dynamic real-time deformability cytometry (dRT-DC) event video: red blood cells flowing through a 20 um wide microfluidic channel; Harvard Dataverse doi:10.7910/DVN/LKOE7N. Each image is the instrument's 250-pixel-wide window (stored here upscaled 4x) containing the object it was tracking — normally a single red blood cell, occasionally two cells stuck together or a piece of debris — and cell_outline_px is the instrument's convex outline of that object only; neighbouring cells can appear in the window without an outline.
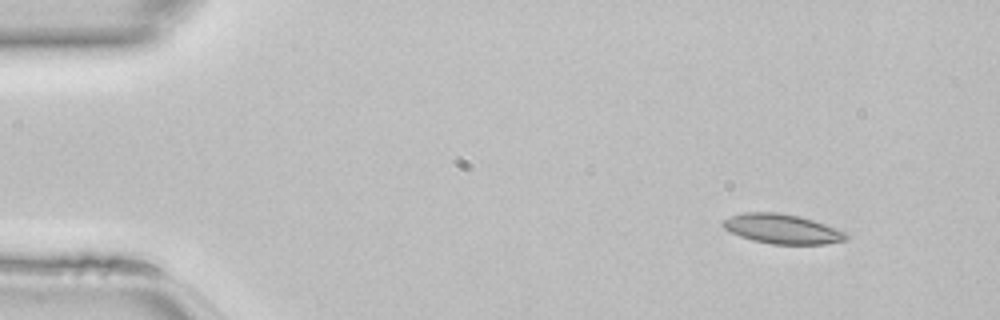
{"species": "common noctule bat (a hibernating species)", "species_latin": "Nyctalus noctula", "temperature_condition": "room temperature", "stored_images_in_passage": 43, "camera_frame_rate_fps": 3000, "um_per_image_px": 0.085, "animal": {"sex": "female", "body_mass_g": 22.7, "forearm_length_mm": 54.2}, "frame": {"image": 1, "passage_image": 1, "time_ms": 0.0, "image_size_px": [1000, 320], "cell_outline_px": [[848, 236], [844, 240], [824, 244], [772, 244], [752, 240], [740, 236], [724, 228], [720, 224], [724, 220], [732, 216], [744, 212], [776, 212], [800, 216], [848, 232]], "centroid_in_image_um": [66.48, 19.45], "position_along_channel_um": 18.5, "area_um2": 21.1}}
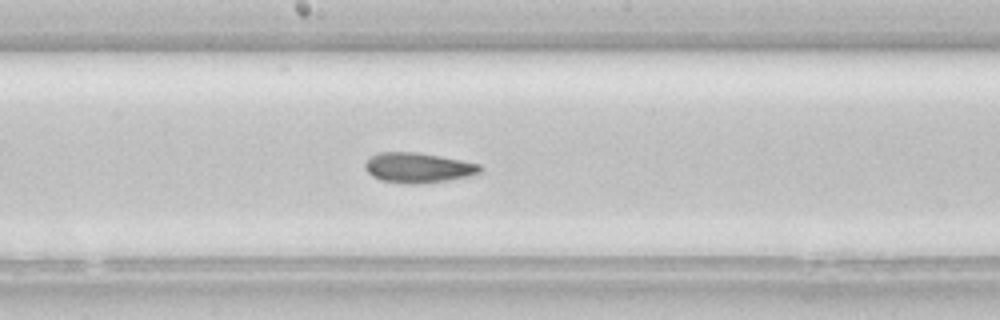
{"frame": {"image": 2, "passage_image": 21, "time_ms": 6.667, "image_size_px": [1000, 320], "cell_outline_px": [[484, 168], [480, 172], [472, 176], [448, 180], [420, 184], [408, 184], [380, 180], [372, 176], [364, 168], [364, 164], [372, 156], [380, 152], [416, 152], [440, 156], [480, 164]], "centroid_in_image_um": [35.56, 14.26], "position_along_channel_um": 212.6, "area_um2": 20.23}}
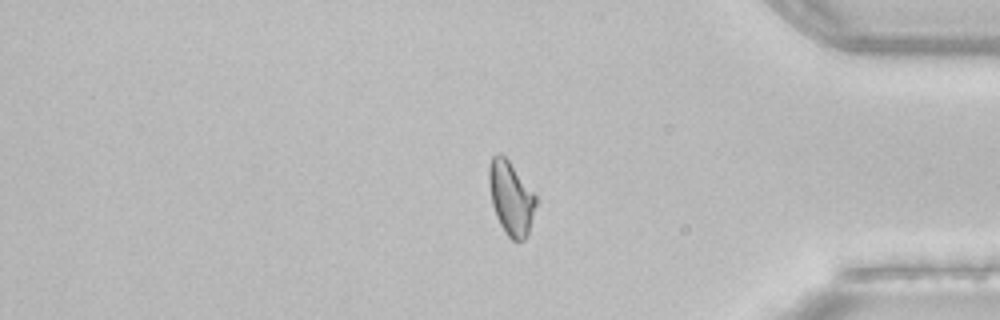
{"frame": {"image": 3, "passage_image": 35, "time_ms": 11.333, "image_size_px": [1000, 320], "cell_outline_px": [[536, 204], [528, 232], [524, 240], [512, 240], [504, 232], [496, 216], [492, 204], [488, 184], [488, 168], [492, 156], [496, 152], [500, 152], [508, 160], [536, 196]], "centroid_in_image_um": [43.39, 16.81], "position_along_channel_um": 391.8, "area_um2": 19.94}}